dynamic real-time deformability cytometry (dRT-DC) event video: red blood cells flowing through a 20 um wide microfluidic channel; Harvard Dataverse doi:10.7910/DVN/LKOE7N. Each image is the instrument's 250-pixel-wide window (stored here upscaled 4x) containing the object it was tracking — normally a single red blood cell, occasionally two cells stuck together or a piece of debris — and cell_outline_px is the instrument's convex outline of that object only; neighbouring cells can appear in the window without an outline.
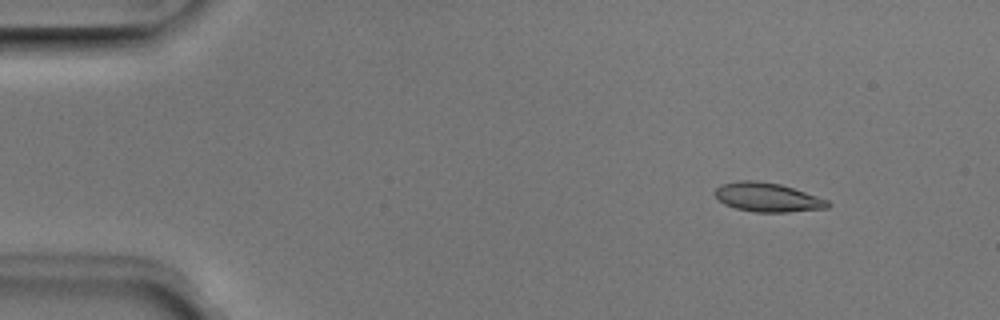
{"species": "Egyptian fruit bat (a non-hibernating species)", "species_latin": "Rousettus aegyptiacus", "temperature_condition": "room temperature", "stored_images_in_passage": 4, "camera_frame_rate_fps": 3000, "um_per_image_px": 0.085, "animal": {"sex": "male"}, "frame": {"image": 1, "passage_image": 2, "time_ms": 0.333, "image_size_px": [1000, 320], "cell_outline_px": [[832, 204], [828, 208], [788, 212], [756, 212], [736, 208], [724, 204], [716, 196], [716, 188], [720, 184], [736, 180], [756, 180], [780, 184], [828, 200]], "centroid_in_image_um": [65.23, 16.76], "position_along_channel_um": 19.8, "area_um2": 19.02}}
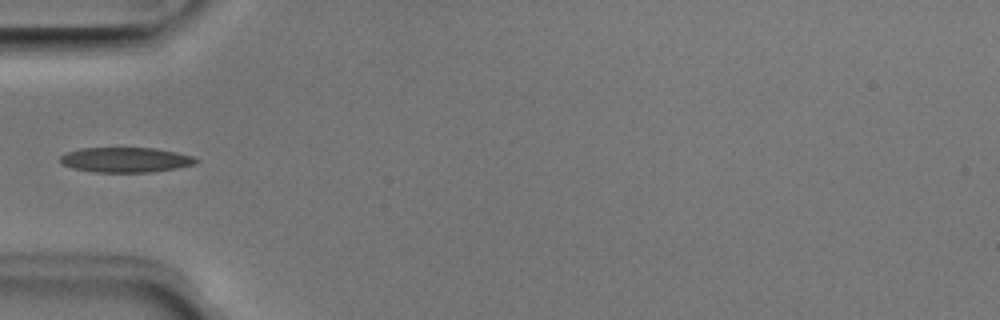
{"frame": {"image": 2, "passage_image": 4, "time_ms": 1.0, "image_size_px": [1000, 320], "cell_outline_px": [[200, 160], [196, 164], [176, 168], [152, 172], [96, 172], [72, 168], [64, 164], [60, 160], [60, 156], [68, 152], [80, 148], [156, 148], [176, 152], [192, 156]], "centroid_in_image_um": [10.71, 13.58], "position_along_channel_um": 74.3, "area_um2": 19.71}}